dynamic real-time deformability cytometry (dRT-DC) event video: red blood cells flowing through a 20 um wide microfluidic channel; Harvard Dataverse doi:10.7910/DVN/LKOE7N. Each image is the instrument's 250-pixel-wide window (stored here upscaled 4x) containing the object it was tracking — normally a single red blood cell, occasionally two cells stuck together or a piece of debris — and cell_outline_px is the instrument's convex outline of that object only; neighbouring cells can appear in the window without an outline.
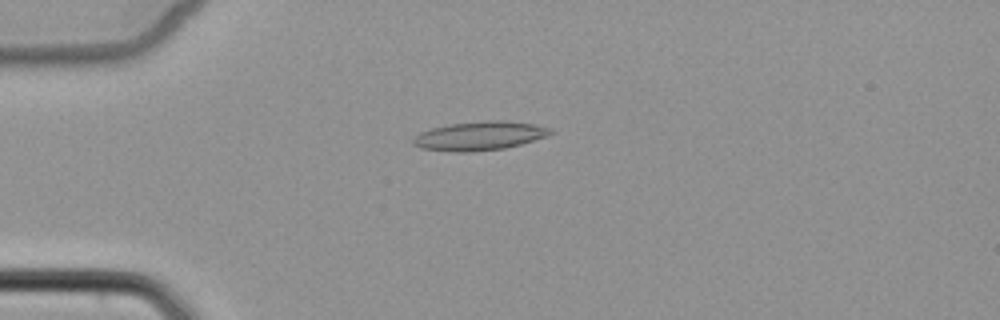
{"species": "common noctule bat (a hibernating species)", "species_latin": "Nyctalus noctula", "temperature_condition": "cold", "stored_images_in_passage": 3, "camera_frame_rate_fps": 3000, "um_per_image_px": 0.085, "animal": {"sex": "female", "body_mass_g": 22.7, "forearm_length_mm": 54.2}, "frame": {"image": 1, "passage_image": 1, "time_ms": 0.0, "image_size_px": [1000, 320], "cell_outline_px": [[556, 132], [548, 136], [520, 144], [504, 148], [472, 152], [452, 152], [420, 148], [412, 144], [412, 140], [420, 132], [432, 128], [448, 124], [488, 120], [504, 120], [536, 124], [552, 128]], "centroid_in_image_um": [40.79, 11.54], "position_along_channel_um": 44.2, "area_um2": 23.35}}
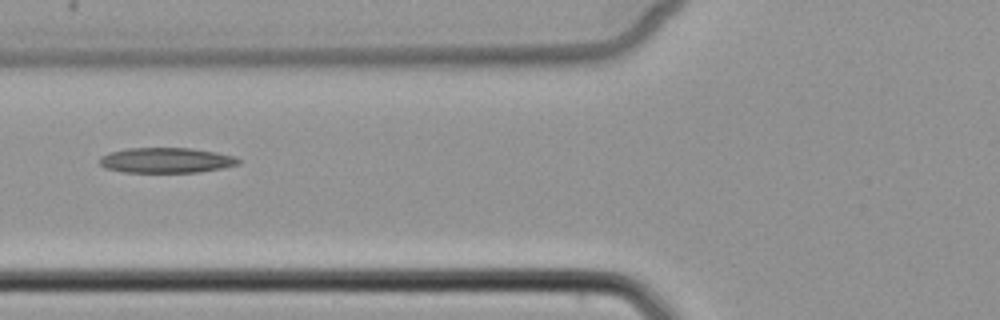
{"frame": {"image": 2, "passage_image": 3, "time_ms": 2.333, "image_size_px": [1000, 320], "cell_outline_px": [[240, 164], [224, 168], [200, 172], [124, 172], [104, 168], [100, 164], [100, 156], [108, 152], [128, 148], [192, 148], [216, 152], [236, 156], [240, 160]], "centroid_in_image_um": [14.15, 13.62], "position_along_channel_um": 111.7, "area_um2": 20.63}}